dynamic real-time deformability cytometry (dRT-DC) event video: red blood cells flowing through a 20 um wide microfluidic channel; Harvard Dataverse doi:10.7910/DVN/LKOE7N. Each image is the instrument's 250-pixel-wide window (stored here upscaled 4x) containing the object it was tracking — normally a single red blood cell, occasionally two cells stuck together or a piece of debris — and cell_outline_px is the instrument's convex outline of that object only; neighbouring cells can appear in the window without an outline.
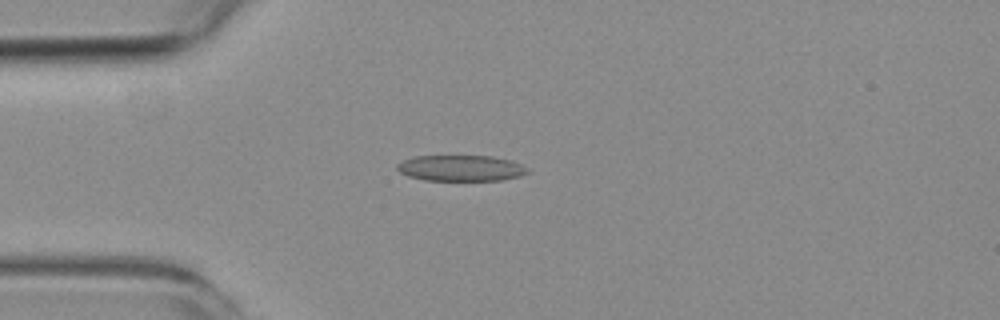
{"species": "common noctule bat (a hibernating species)", "species_latin": "Nyctalus noctula", "temperature_condition": "room temperature", "stored_images_in_passage": 7, "camera_frame_rate_fps": 3000, "um_per_image_px": 0.085, "animal": {"sex": "female", "body_mass_g": 19.3, "forearm_length_mm": 54.1}, "frame": {"image": 1, "passage_image": 4, "time_ms": 3.667, "image_size_px": [1000, 320], "cell_outline_px": [[532, 172], [520, 176], [500, 180], [424, 180], [408, 176], [400, 172], [396, 168], [396, 164], [404, 160], [416, 156], [492, 156], [512, 160], [528, 168]], "centroid_in_image_um": [39.2, 14.29], "position_along_channel_um": 45.8, "area_um2": 19.77}}
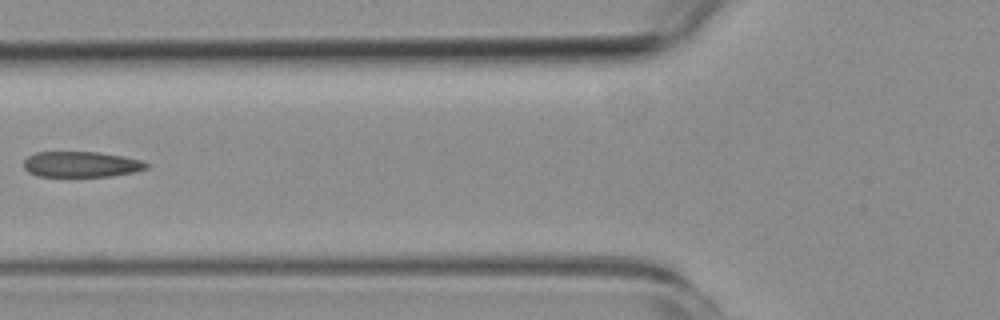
{"frame": {"image": 2, "passage_image": 6, "time_ms": 6.0, "image_size_px": [1000, 320], "cell_outline_px": [[148, 168], [136, 172], [112, 176], [36, 176], [28, 172], [24, 168], [24, 160], [28, 156], [36, 152], [96, 152], [124, 156], [140, 160], [148, 164]], "centroid_in_image_um": [6.9, 13.97], "position_along_channel_um": 118.9, "area_um2": 18.38}}
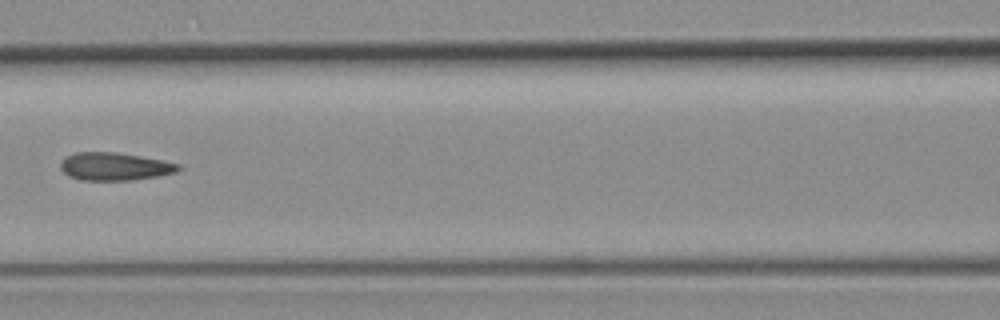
{"frame": {"image": 3, "passage_image": 7, "time_ms": 7.0, "image_size_px": [1000, 320], "cell_outline_px": [[184, 168], [176, 172], [156, 176], [132, 180], [80, 180], [68, 176], [60, 168], [60, 164], [68, 156], [76, 152], [116, 152], [164, 160], [180, 164]], "centroid_in_image_um": [9.78, 14.15], "position_along_channel_um": 156.8, "area_um2": 19.13}}